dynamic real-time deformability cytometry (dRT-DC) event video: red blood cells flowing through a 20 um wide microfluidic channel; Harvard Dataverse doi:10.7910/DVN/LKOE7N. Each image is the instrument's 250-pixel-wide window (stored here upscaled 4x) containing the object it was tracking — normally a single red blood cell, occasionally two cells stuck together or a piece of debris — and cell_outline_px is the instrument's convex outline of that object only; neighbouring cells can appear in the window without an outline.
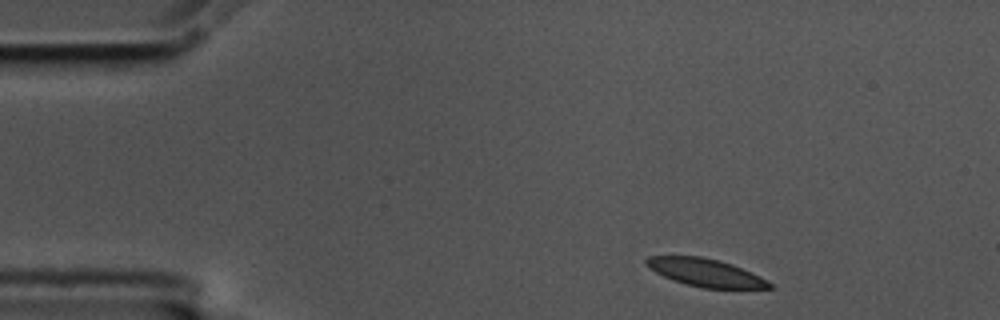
{"species": "common noctule bat (a hibernating species)", "species_latin": "Nyctalus noctula", "temperature_condition": "cold", "stored_images_in_passage": 10, "camera_frame_rate_fps": 3000, "um_per_image_px": 0.085, "animal": {"sex": "male", "body_mass_g": 17.5, "forearm_length_mm": 52.3}, "frame": {"image": 1, "passage_image": 1, "time_ms": 0.0, "image_size_px": [1000, 320], "cell_outline_px": [[772, 288], [704, 288], [688, 284], [664, 276], [656, 272], [644, 264], [644, 260], [648, 256], [700, 256], [720, 260], [732, 264], [752, 272], [768, 280], [772, 284]], "centroid_in_image_um": [59.98, 23.15], "position_along_channel_um": 25.0, "area_um2": 19.77}}
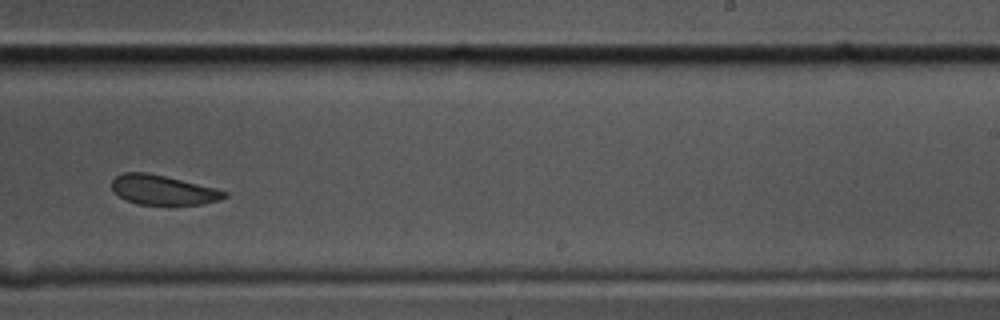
{"frame": {"image": 2, "passage_image": 9, "time_ms": 2.667, "image_size_px": [1000, 320], "cell_outline_px": [[228, 196], [220, 200], [200, 204], [136, 204], [120, 196], [112, 188], [112, 180], [116, 176], [124, 172], [148, 172], [216, 188], [228, 192]], "centroid_in_image_um": [13.87, 16.13], "position_along_channel_um": 275.1, "area_um2": 19.25}}
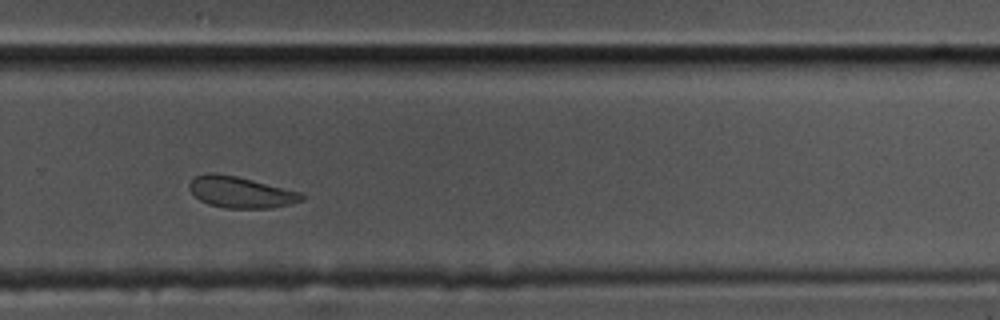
{"frame": {"image": 3, "passage_image": 10, "time_ms": 3.0, "image_size_px": [1000, 320], "cell_outline_px": [[304, 200], [292, 204], [268, 208], [224, 208], [208, 204], [200, 200], [188, 188], [188, 184], [196, 176], [204, 172], [216, 172], [236, 176], [304, 192]], "centroid_in_image_um": [20.48, 16.33], "position_along_channel_um": 309.3, "area_um2": 20.75}}